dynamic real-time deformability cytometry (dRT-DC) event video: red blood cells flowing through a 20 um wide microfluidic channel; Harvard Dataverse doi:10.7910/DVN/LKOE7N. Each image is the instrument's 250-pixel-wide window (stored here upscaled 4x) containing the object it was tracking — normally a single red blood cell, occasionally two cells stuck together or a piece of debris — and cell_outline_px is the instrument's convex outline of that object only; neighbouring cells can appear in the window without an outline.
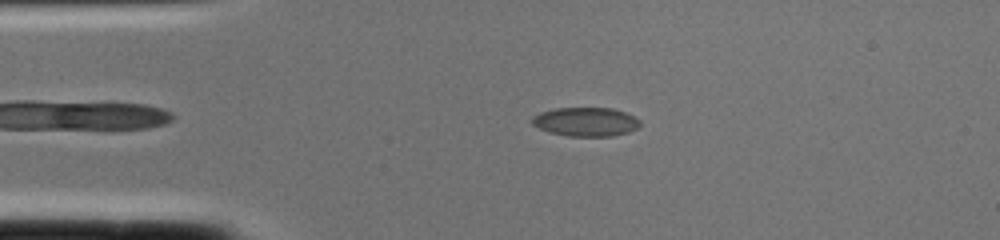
{"species": "common noctule bat (a hibernating species)", "species_latin": "Nyctalus noctula", "temperature_condition": "cold", "stored_images_in_passage": 1, "camera_frame_rate_fps": 3000, "um_per_image_px": 0.085, "animal": {"sex": "female", "body_mass_g": 22.0, "forearm_length_mm": 56.7}, "frame": {"image": 1, "passage_image": 1, "time_ms": 0.0, "image_size_px": [1000, 240], "cell_outline_px": [[640, 124], [636, 128], [628, 132], [612, 136], [568, 136], [548, 132], [532, 124], [532, 116], [540, 112], [556, 108], [612, 108], [624, 112], [640, 120]], "centroid_in_image_um": [49.76, 10.35], "position_along_channel_um": 35.2, "area_um2": 18.09}}